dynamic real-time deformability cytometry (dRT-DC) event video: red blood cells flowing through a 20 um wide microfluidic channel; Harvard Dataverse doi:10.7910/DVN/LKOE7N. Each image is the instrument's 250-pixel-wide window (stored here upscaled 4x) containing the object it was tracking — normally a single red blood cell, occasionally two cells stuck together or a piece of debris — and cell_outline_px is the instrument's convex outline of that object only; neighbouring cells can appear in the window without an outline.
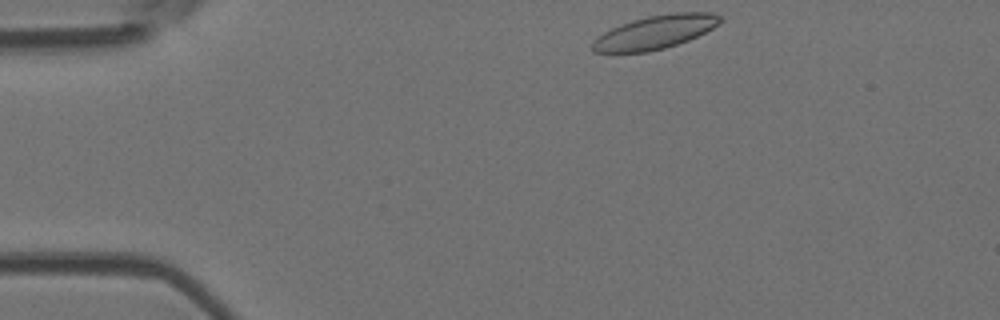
{"species": "Egyptian fruit bat (a non-hibernating species)", "species_latin": "Rousettus aegyptiacus", "temperature_condition": "room temperature", "stored_images_in_passage": 13, "camera_frame_rate_fps": 3000, "um_per_image_px": 0.085, "animal": {"sex": "female"}, "frame": {"image": 1, "passage_image": 1, "time_ms": 0.0, "image_size_px": [1000, 320], "cell_outline_px": [[724, 20], [720, 24], [688, 40], [664, 48], [648, 52], [592, 52], [592, 40], [596, 36], [612, 28], [632, 20], [648, 16], [676, 12], [712, 12], [720, 16]], "centroid_in_image_um": [55.68, 2.73], "position_along_channel_um": 29.3, "area_um2": 24.85}}
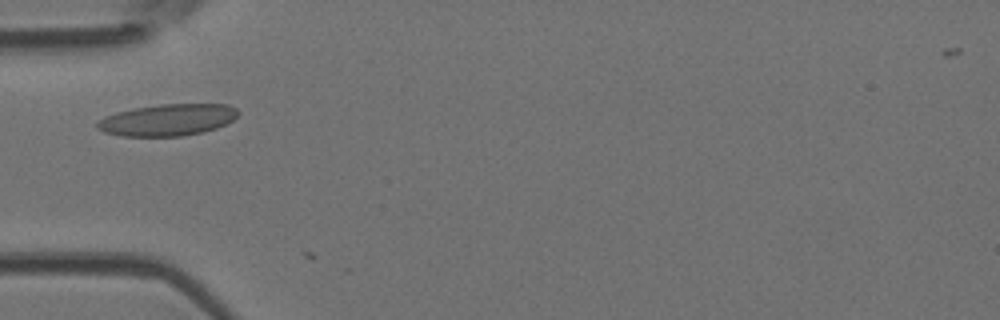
{"frame": {"image": 2, "passage_image": 9, "time_ms": 2.667, "image_size_px": [1000, 320], "cell_outline_px": [[240, 112], [232, 120], [216, 128], [204, 132], [184, 136], [120, 136], [104, 132], [96, 128], [96, 124], [104, 116], [116, 112], [132, 108], [160, 104], [228, 104], [236, 108]], "centroid_in_image_um": [14.23, 10.19], "position_along_channel_um": 70.8, "area_um2": 26.18}}
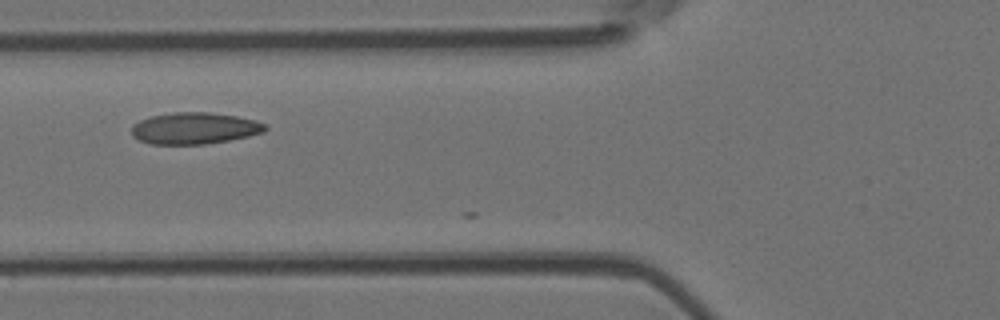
{"frame": {"image": 3, "passage_image": 12, "time_ms": 3.667, "image_size_px": [1000, 320], "cell_outline_px": [[268, 128], [264, 132], [248, 136], [228, 140], [204, 144], [152, 144], [140, 140], [132, 136], [132, 124], [140, 120], [152, 116], [172, 112], [208, 112], [236, 116], [256, 120], [264, 124]], "centroid_in_image_um": [16.53, 10.9], "position_along_channel_um": 109.3, "area_um2": 24.51}}